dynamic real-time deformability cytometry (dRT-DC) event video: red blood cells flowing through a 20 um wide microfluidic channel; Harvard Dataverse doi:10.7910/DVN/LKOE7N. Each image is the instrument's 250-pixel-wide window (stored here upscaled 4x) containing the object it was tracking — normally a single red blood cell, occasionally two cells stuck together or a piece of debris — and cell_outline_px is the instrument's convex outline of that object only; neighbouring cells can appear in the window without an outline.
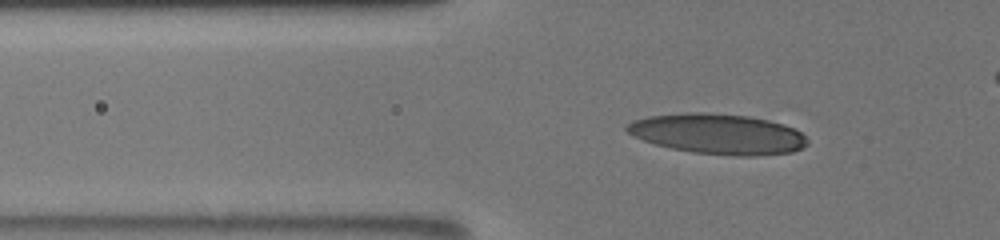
{"species": "human", "species_latin": "Homo sapiens", "temperature_condition": "room temperature", "stored_images_in_passage": 51, "camera_frame_rate_fps": 3000, "um_per_image_px": 0.085, "donor": {"sex": "male"}, "frame": {"image": 1, "passage_image": 18, "time_ms": 5.667, "image_size_px": [1000, 240], "cell_outline_px": [[808, 144], [792, 152], [756, 156], [732, 156], [692, 152], [672, 148], [656, 144], [632, 136], [624, 128], [632, 120], [648, 116], [688, 112], [704, 112], [748, 116], [768, 120], [784, 124], [800, 132], [808, 140]], "centroid_in_image_um": [61.01, 11.38], "position_along_channel_um": 64.8, "area_um2": 42.43}}
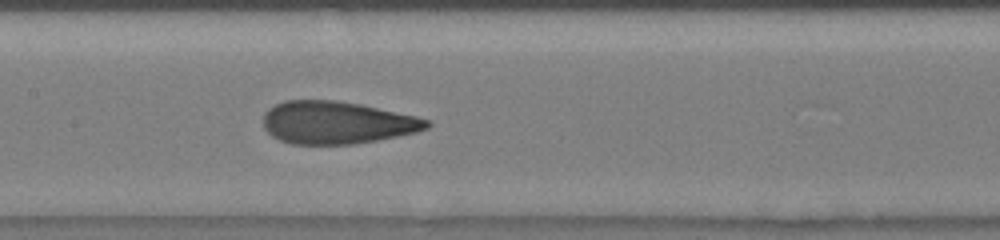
{"frame": {"image": 2, "passage_image": 28, "time_ms": 9.0, "image_size_px": [1000, 240], "cell_outline_px": [[432, 124], [428, 128], [416, 132], [376, 140], [352, 144], [292, 144], [280, 140], [272, 136], [264, 128], [264, 112], [268, 108], [284, 100], [336, 100], [360, 104], [416, 116], [428, 120]], "centroid_in_image_um": [28.61, 10.41], "position_along_channel_um": 178.8, "area_um2": 40.46}}
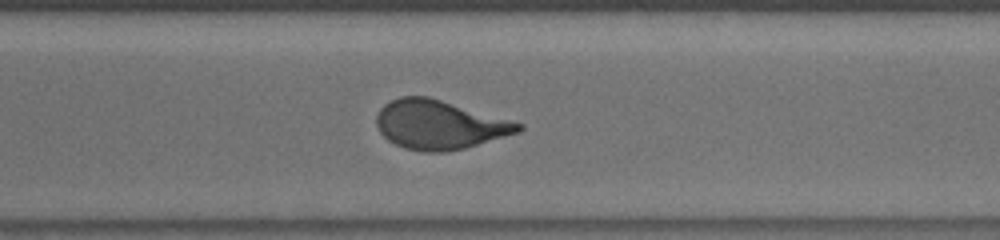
{"frame": {"image": 3, "passage_image": 40, "time_ms": 13.0, "image_size_px": [1000, 240], "cell_outline_px": [[524, 128], [516, 132], [504, 136], [464, 148], [444, 152], [424, 152], [404, 148], [388, 140], [380, 132], [376, 124], [376, 116], [380, 108], [384, 104], [400, 96], [428, 96], [524, 124]], "centroid_in_image_um": [37.3, 10.6], "position_along_channel_um": 333.3, "area_um2": 40.11}}